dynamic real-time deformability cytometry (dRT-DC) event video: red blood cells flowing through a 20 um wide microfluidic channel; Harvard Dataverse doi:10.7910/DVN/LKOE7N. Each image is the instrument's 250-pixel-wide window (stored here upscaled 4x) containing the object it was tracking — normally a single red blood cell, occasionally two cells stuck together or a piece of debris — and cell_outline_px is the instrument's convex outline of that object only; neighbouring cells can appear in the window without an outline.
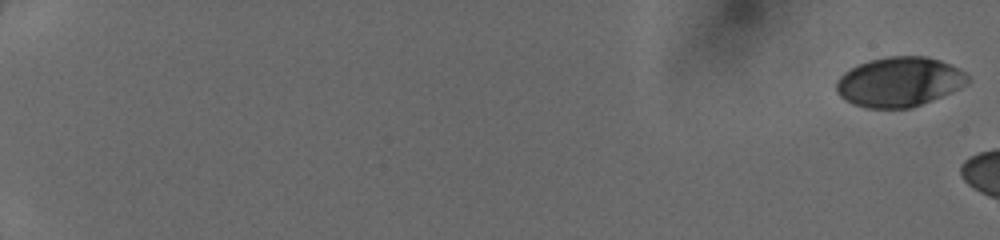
{"species": "human", "species_latin": "Homo sapiens", "temperature_condition": "cold", "stored_images_in_passage": 6, "camera_frame_rate_fps": 3000, "um_per_image_px": 0.085, "donor": {"sex": "female"}, "frame": {"image": 1, "passage_image": 1, "time_ms": 0.0, "image_size_px": [1000, 240], "cell_outline_px": [[968, 84], [960, 88], [912, 108], [868, 108], [852, 104], [844, 100], [836, 92], [836, 80], [844, 72], [860, 64], [872, 60], [888, 56], [924, 56], [940, 60], [960, 68], [968, 76]], "centroid_in_image_um": [76.43, 6.96], "position_along_channel_um": 8.6, "area_um2": 37.97}}